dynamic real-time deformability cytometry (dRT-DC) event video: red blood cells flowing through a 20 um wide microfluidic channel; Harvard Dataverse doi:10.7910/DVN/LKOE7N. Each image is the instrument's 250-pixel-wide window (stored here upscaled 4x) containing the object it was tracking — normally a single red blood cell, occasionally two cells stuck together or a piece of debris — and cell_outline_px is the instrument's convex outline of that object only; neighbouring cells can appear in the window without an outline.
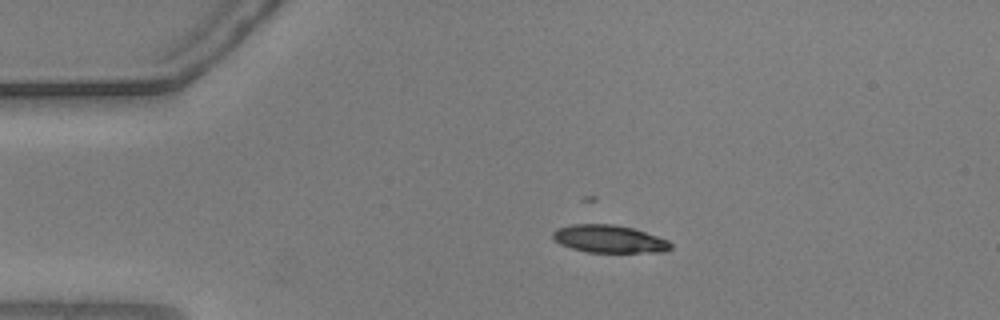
{"species": "common noctule bat (a hibernating species)", "species_latin": "Nyctalus noctula", "temperature_condition": "warm", "stored_images_in_passage": 56, "camera_frame_rate_fps": 3000, "um_per_image_px": 0.085, "animal": {"sex": "male", "body_mass_g": 20.5, "forearm_length_mm": 52.5}, "frame": {"image": 1, "passage_image": 12, "time_ms": 3.667, "image_size_px": [1000, 320], "cell_outline_px": [[672, 248], [664, 252], [588, 252], [572, 248], [560, 244], [552, 240], [552, 232], [556, 228], [572, 224], [612, 224], [632, 228], [668, 240], [672, 244]], "centroid_in_image_um": [51.74, 20.31], "position_along_channel_um": 33.3, "area_um2": 19.02}}
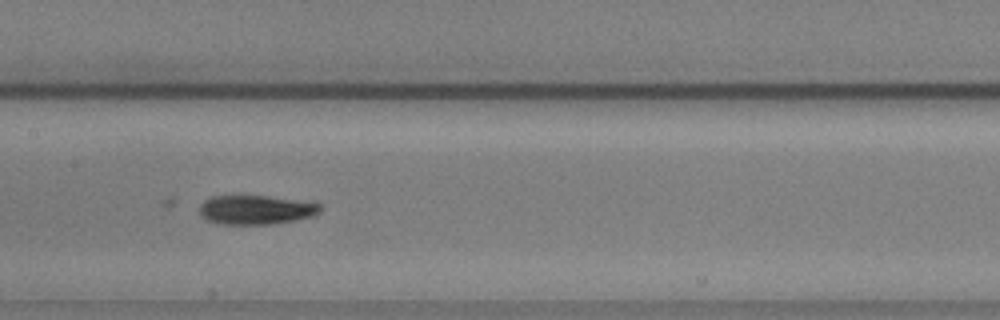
{"frame": {"image": 2, "passage_image": 28, "time_ms": 9.0, "image_size_px": [1000, 320], "cell_outline_px": [[324, 208], [316, 216], [272, 224], [220, 224], [208, 220], [200, 216], [200, 204], [204, 200], [212, 196], [268, 196], [316, 200]], "centroid_in_image_um": [21.88, 17.81], "position_along_channel_um": 185.5, "area_um2": 21.15}}
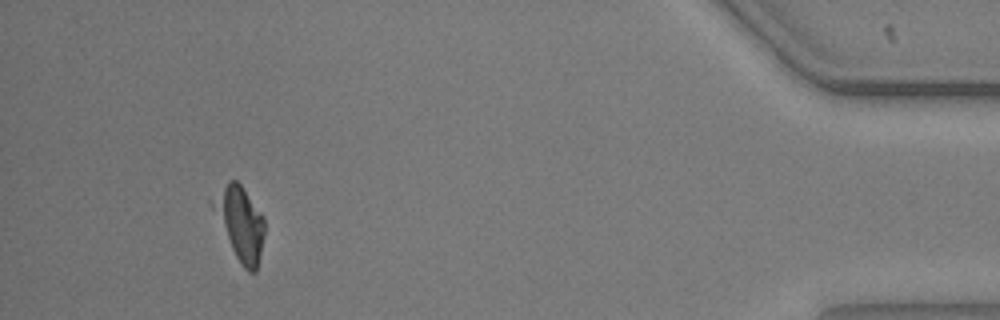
{"frame": {"image": 3, "passage_image": 52, "time_ms": 17.0, "image_size_px": [1000, 320], "cell_outline_px": [[264, 232], [256, 272], [248, 272], [244, 268], [236, 256], [212, 208], [212, 204], [228, 180], [236, 180], [240, 184], [264, 216]], "centroid_in_image_um": [20.45, 18.99], "position_along_channel_um": 414.7, "area_um2": 20.92}, "authors_computed_cell_mechanics": {"area_um2": 20.9525, "velocity_mm_per_s": 3.6644, "shape_relaxation_time_tau1_ms": 3.4728, "shape_relaxation_time_tau2_ms": null, "deformation_change_tau1": 0.1678, "deformation_change_tau2": null}}